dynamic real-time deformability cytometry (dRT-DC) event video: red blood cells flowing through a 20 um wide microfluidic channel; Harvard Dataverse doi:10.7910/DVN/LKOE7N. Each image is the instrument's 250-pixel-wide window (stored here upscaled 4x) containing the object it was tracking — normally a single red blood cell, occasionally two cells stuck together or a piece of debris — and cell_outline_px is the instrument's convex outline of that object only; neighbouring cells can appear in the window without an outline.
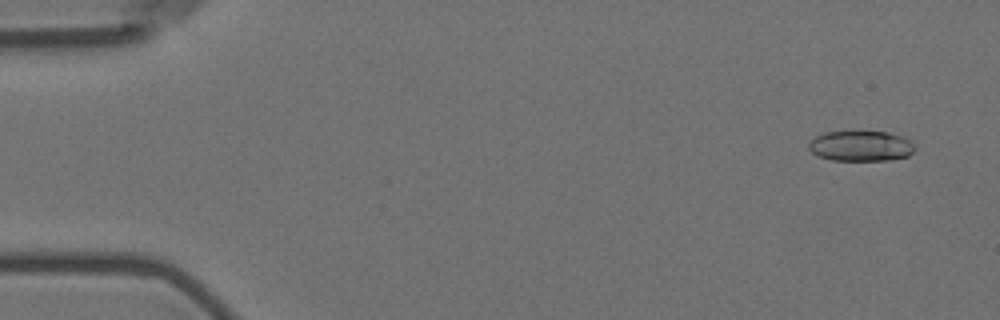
{"species": "Egyptian fruit bat (a non-hibernating species)", "species_latin": "Rousettus aegyptiacus", "temperature_condition": "room temperature", "stored_images_in_passage": 5, "camera_frame_rate_fps": 3000, "um_per_image_px": 0.085, "animal": {"sex": "female"}, "frame": {"image": 1, "passage_image": 2, "time_ms": 1.0, "image_size_px": [1000, 320], "cell_outline_px": [[916, 148], [908, 156], [888, 160], [832, 160], [820, 156], [812, 152], [808, 148], [808, 144], [816, 136], [824, 132], [888, 132], [904, 136]], "centroid_in_image_um": [73.18, 12.41], "position_along_channel_um": 11.8, "area_um2": 18.61}}
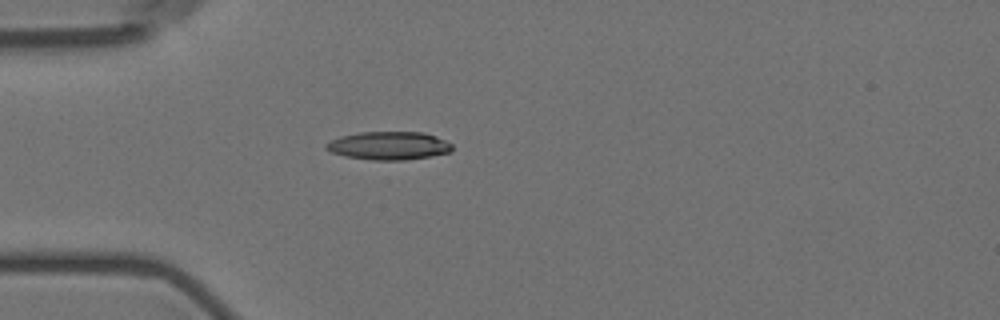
{"frame": {"image": 2, "passage_image": 5, "time_ms": 5.333, "image_size_px": [1000, 320], "cell_outline_px": [[452, 152], [404, 160], [372, 160], [344, 156], [332, 152], [324, 148], [324, 144], [340, 136], [360, 132], [424, 132], [436, 136], [452, 144]], "centroid_in_image_um": [33.03, 12.38], "position_along_channel_um": 52.0, "area_um2": 20.69}}